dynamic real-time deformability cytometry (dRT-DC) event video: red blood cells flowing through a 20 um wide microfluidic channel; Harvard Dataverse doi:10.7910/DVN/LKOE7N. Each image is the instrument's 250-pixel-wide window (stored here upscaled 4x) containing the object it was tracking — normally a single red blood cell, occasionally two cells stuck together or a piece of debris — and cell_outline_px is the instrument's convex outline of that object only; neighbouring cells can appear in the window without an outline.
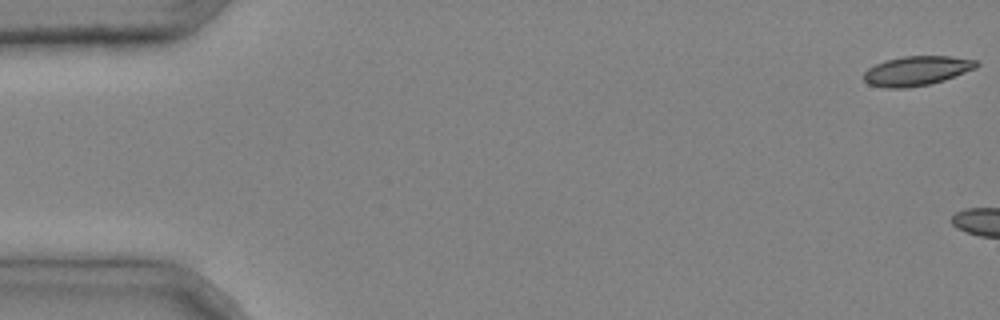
{"species": "common noctule bat (a hibernating species)", "species_latin": "Nyctalus noctula", "temperature_condition": "cold", "stored_images_in_passage": 7, "camera_frame_rate_fps": 3000, "um_per_image_px": 0.085, "animal": {"sex": "male", "body_mass_g": 20.4}, "frame": {"image": 1, "passage_image": 1, "time_ms": 0.0, "image_size_px": [1000, 320], "cell_outline_px": [[980, 64], [976, 68], [944, 80], [928, 84], [904, 88], [884, 88], [868, 84], [864, 80], [864, 72], [868, 68], [884, 60], [904, 56], [952, 56], [976, 60]], "centroid_in_image_um": [77.91, 6.01], "position_along_channel_um": 7.1, "area_um2": 19.36}}
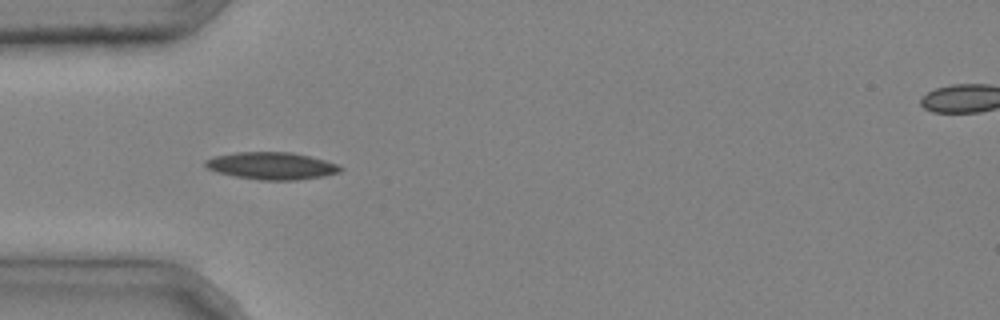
{"frame": {"image": 2, "passage_image": 5, "time_ms": 1.333, "image_size_px": [1000, 320], "cell_outline_px": [[344, 168], [340, 172], [324, 176], [296, 180], [260, 180], [236, 176], [216, 172], [208, 168], [204, 164], [204, 160], [212, 156], [236, 152], [292, 152], [324, 160], [336, 164]], "centroid_in_image_um": [23.06, 14.09], "position_along_channel_um": 61.9, "area_um2": 21.44}}